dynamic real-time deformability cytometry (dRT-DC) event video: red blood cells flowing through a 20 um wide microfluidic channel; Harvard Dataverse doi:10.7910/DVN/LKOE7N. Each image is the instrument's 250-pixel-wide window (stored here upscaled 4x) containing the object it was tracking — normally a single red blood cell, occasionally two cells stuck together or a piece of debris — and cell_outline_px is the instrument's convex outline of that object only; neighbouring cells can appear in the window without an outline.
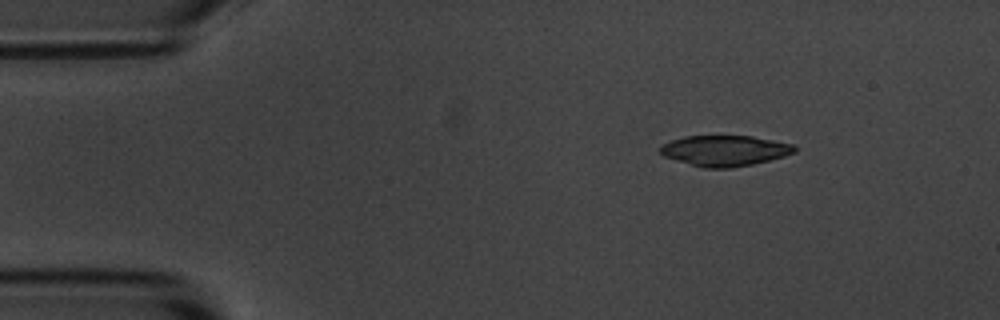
{"species": "common noctule bat (a hibernating species)", "species_latin": "Nyctalus noctula", "temperature_condition": "room temperature", "stored_images_in_passage": 48, "camera_frame_rate_fps": 3000, "um_per_image_px": 0.085, "animal": {"sex": "male", "body_mass_g": 20.1, "forearm_length_mm": 53.5}, "frame": {"image": 1, "passage_image": 1, "time_ms": 0.0, "image_size_px": [1000, 320], "cell_outline_px": [[796, 152], [784, 156], [752, 164], [732, 168], [704, 168], [664, 156], [660, 152], [660, 148], [664, 144], [672, 140], [684, 136], [752, 136], [792, 144], [796, 148]], "centroid_in_image_um": [61.62, 12.8], "position_along_channel_um": 23.4, "area_um2": 23.7}}
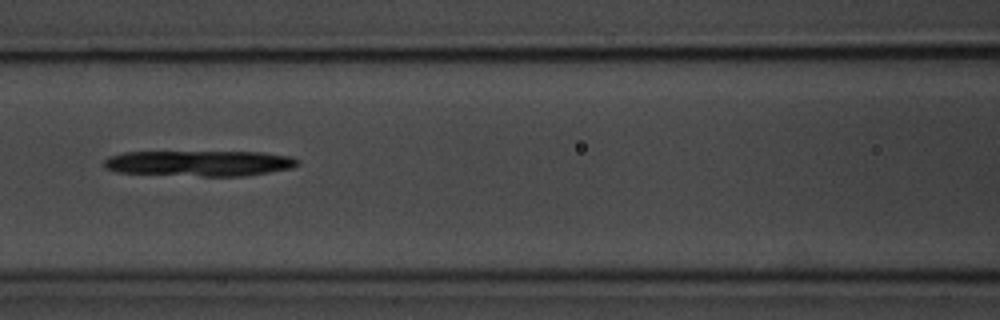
{"frame": {"image": 2, "passage_image": 17, "time_ms": 5.333, "image_size_px": [1000, 320], "cell_outline_px": [[300, 164], [292, 168], [244, 176], [200, 176], [116, 172], [104, 168], [104, 160], [108, 156], [124, 152], [260, 152], [292, 156]], "centroid_in_image_um": [16.93, 13.88], "position_along_channel_um": 149.7, "area_um2": 28.96}}
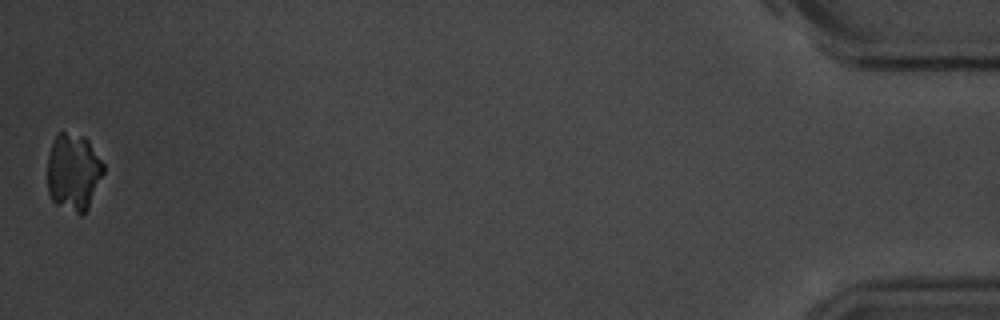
{"frame": {"image": 3, "passage_image": 48, "time_ms": 15.667, "image_size_px": [1000, 320], "cell_outline_px": [[104, 172], [88, 208], [80, 216], [56, 204], [52, 200], [48, 192], [48, 156], [56, 132], [64, 132], [84, 136], [88, 140], [104, 164]], "centroid_in_image_um": [6.24, 14.63], "position_along_channel_um": 429.0, "area_um2": 25.26}, "authors_computed_cell_mechanics": {"area_um2": 28.9289, "velocity_mm_per_s": 3.6284, "shape_relaxation_time_tau1_ms": 6.1233, "shape_relaxation_time_tau2_ms": null, "deformation_change_tau1": 0.1799, "deformation_change_tau2": null}}